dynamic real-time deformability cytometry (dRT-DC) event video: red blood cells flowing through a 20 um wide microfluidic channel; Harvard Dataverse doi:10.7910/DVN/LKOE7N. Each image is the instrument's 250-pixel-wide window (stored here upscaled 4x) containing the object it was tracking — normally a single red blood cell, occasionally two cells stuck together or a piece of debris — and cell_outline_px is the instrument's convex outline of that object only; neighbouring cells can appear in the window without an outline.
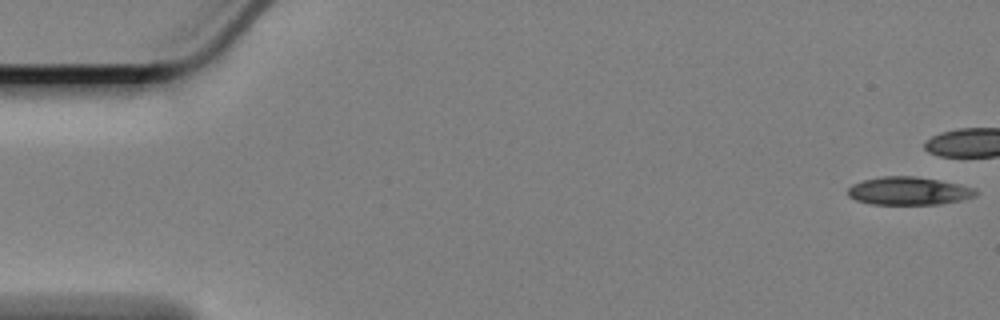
{"species": "Egyptian fruit bat (a non-hibernating species)", "species_latin": "Rousettus aegyptiacus", "temperature_condition": "cold", "stored_images_in_passage": 46, "camera_frame_rate_fps": 3000, "um_per_image_px": 0.085, "animal": {"sex": "female"}, "frame": {"image": 1, "passage_image": 1, "time_ms": 0.0, "image_size_px": [1000, 320], "cell_outline_px": [[976, 196], [960, 200], [940, 204], [872, 204], [856, 200], [848, 196], [848, 188], [852, 184], [864, 180], [880, 176], [912, 176], [940, 180], [976, 188]], "centroid_in_image_um": [77.23, 16.23], "position_along_channel_um": 7.8, "area_um2": 20.81}}
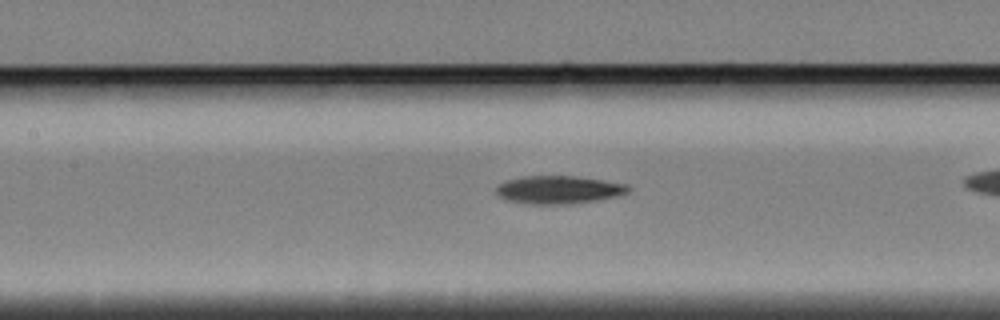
{"frame": {"image": 2, "passage_image": 26, "time_ms": 8.333, "image_size_px": [1000, 320], "cell_outline_px": [[632, 188], [628, 192], [612, 196], [592, 200], [560, 204], [532, 204], [508, 200], [500, 196], [496, 192], [496, 188], [500, 184], [508, 180], [524, 176], [576, 176], [628, 184]], "centroid_in_image_um": [47.48, 16.11], "position_along_channel_um": 159.9, "area_um2": 20.98}}
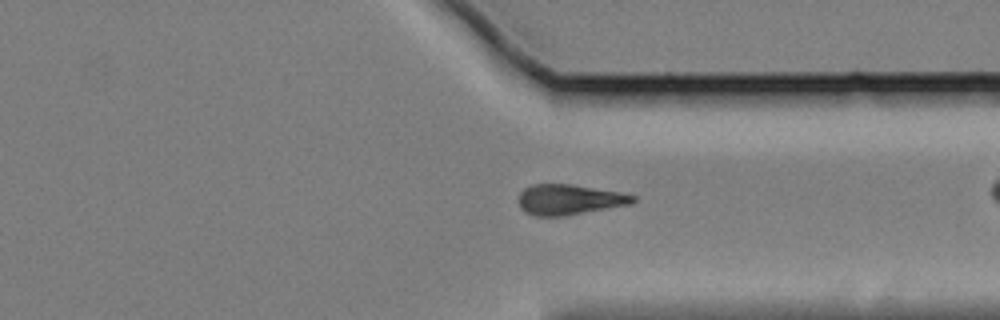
{"frame": {"image": 3, "passage_image": 44, "time_ms": 14.333, "image_size_px": [1000, 320], "cell_outline_px": [[636, 200], [632, 204], [564, 216], [536, 216], [524, 212], [520, 208], [520, 192], [524, 188], [532, 184], [572, 184], [616, 192], [636, 196]], "centroid_in_image_um": [48.37, 16.97], "position_along_channel_um": 363.0, "area_um2": 20.11}}